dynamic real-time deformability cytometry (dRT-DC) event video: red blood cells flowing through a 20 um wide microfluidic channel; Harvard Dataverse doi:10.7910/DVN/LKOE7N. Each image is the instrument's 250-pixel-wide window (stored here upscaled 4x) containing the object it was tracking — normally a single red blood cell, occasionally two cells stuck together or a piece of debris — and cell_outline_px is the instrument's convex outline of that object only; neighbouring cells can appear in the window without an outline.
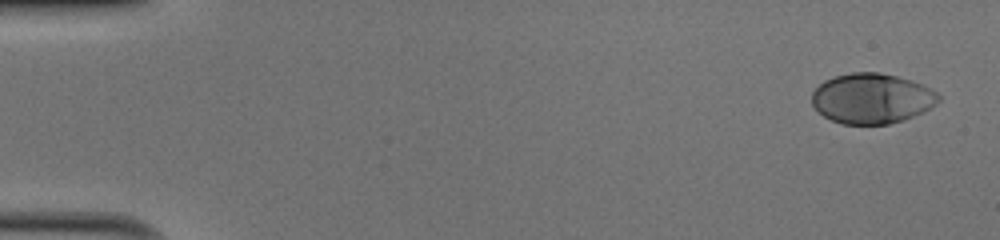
{"species": "human", "species_latin": "Homo sapiens", "temperature_condition": "cold", "stored_images_in_passage": 49, "camera_frame_rate_fps": 3000, "um_per_image_px": 0.085, "donor": {"sex": "male"}, "frame": {"image": 1, "passage_image": 1, "time_ms": 0.0, "image_size_px": [1000, 240], "cell_outline_px": [[940, 100], [932, 108], [924, 112], [888, 124], [840, 124], [824, 116], [812, 104], [812, 92], [824, 80], [836, 76], [852, 72], [880, 72], [912, 80], [924, 84], [936, 92], [940, 96]], "centroid_in_image_um": [74.12, 8.36], "position_along_channel_um": 10.9, "area_um2": 37.11}}
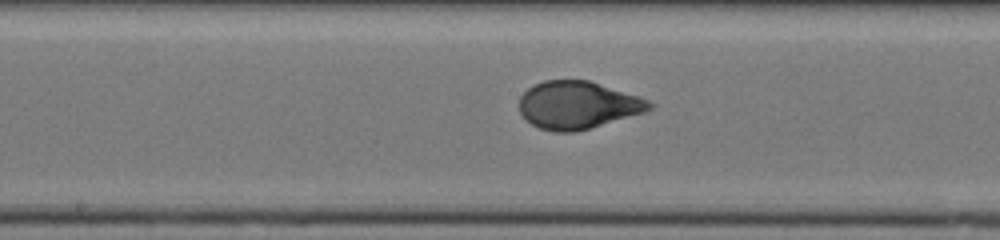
{"frame": {"image": 2, "passage_image": 26, "time_ms": 8.333, "image_size_px": [1000, 240], "cell_outline_px": [[656, 104], [652, 108], [644, 112], [576, 132], [552, 132], [540, 128], [524, 120], [520, 112], [520, 96], [532, 84], [544, 80], [588, 80], [648, 100]], "centroid_in_image_um": [49.06, 8.94], "position_along_channel_um": 199.1, "area_um2": 35.95}}
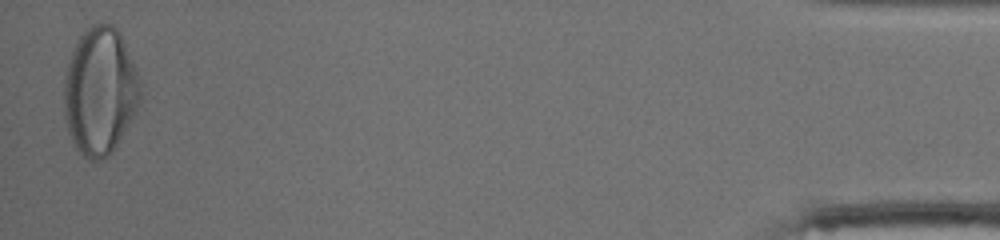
{"frame": {"image": 3, "passage_image": 49, "time_ms": 16.0, "image_size_px": [1000, 240], "cell_outline_px": [[144, 84], [140, 100], [136, 112], [116, 144], [108, 156], [100, 160], [88, 160], [76, 148], [68, 132], [64, 116], [64, 80], [68, 60], [76, 40], [88, 28], [96, 24], [112, 24], [120, 32], [124, 40]], "centroid_in_image_um": [8.52, 7.73], "position_along_channel_um": 426.7, "area_um2": 57.16}, "authors_computed_cell_mechanics": {"area_um2": 37.0498, "velocity_mm_per_s": 4.0622, "shape_relaxation_time_tau1_ms": 4.3774, "shape_relaxation_time_tau2_ms": null, "deformation_change_tau1": 0.2177, "deformation_change_tau2": null}}